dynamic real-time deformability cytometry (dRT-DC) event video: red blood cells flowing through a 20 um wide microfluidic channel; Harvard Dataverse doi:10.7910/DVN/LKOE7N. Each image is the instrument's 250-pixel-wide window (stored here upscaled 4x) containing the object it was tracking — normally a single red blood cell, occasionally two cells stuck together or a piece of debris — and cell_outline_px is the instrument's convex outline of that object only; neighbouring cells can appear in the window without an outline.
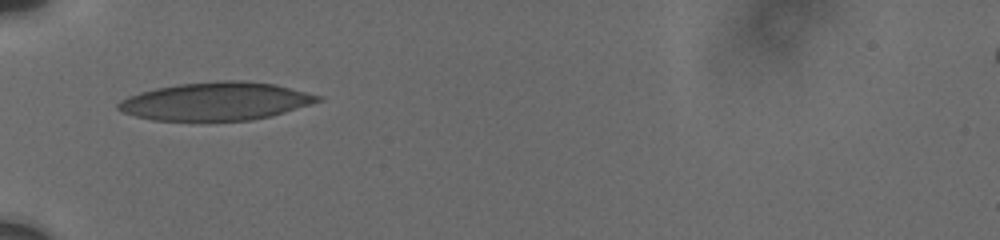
{"species": "human", "species_latin": "Homo sapiens", "temperature_condition": "cold", "stored_images_in_passage": 6, "camera_frame_rate_fps": 3000, "um_per_image_px": 0.085, "donor": {"sex": "male"}, "frame": {"image": 1, "passage_image": 1, "time_ms": 0.0, "image_size_px": [1000, 240], "cell_outline_px": [[324, 100], [312, 104], [284, 112], [252, 120], [152, 120], [136, 116], [124, 112], [116, 108], [116, 104], [120, 100], [128, 96], [140, 92], [156, 88], [180, 84], [224, 80], [244, 80], [276, 84], [324, 96]], "centroid_in_image_um": [18.39, 8.6], "position_along_channel_um": 66.6, "area_um2": 44.22}}
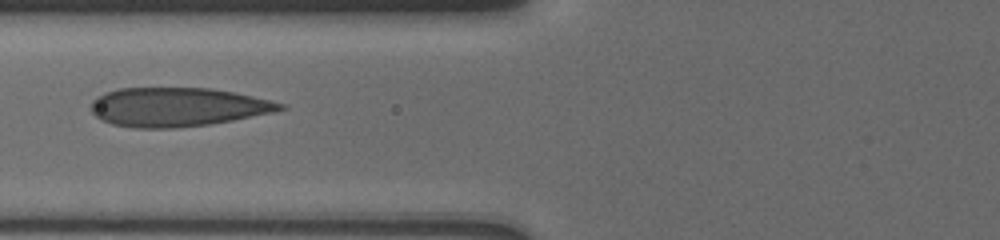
{"frame": {"image": 2, "passage_image": 4, "time_ms": 1.333, "image_size_px": [1000, 240], "cell_outline_px": [[288, 108], [272, 112], [212, 124], [176, 128], [132, 128], [112, 124], [100, 120], [88, 108], [88, 104], [96, 96], [120, 88], [208, 88], [236, 92], [288, 104]], "centroid_in_image_um": [15.06, 9.1], "position_along_channel_um": 110.7, "area_um2": 43.29}}